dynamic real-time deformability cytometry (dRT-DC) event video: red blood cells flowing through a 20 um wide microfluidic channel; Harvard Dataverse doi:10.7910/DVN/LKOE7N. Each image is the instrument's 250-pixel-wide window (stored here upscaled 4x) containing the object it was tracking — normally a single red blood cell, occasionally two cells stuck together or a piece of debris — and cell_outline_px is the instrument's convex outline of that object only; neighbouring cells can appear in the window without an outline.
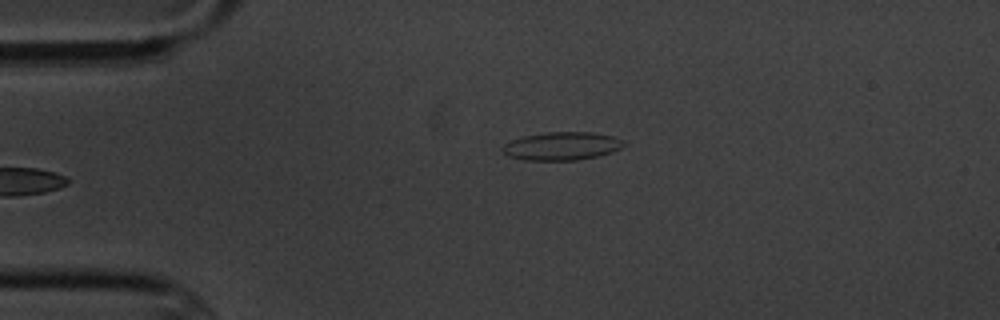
{"species": "common noctule bat (a hibernating species)", "species_latin": "Nyctalus noctula", "temperature_condition": "cold", "stored_images_in_passage": 6, "camera_frame_rate_fps": 3000, "um_per_image_px": 0.085, "animal": {"sex": "male", "body_mass_g": 20.1, "forearm_length_mm": 53.5}, "frame": {"image": 1, "passage_image": 6, "time_ms": 5.667, "image_size_px": [1000, 320], "cell_outline_px": [[624, 144], [620, 148], [612, 152], [596, 156], [576, 160], [524, 160], [508, 156], [500, 148], [504, 144], [512, 140], [524, 136], [544, 132], [592, 132], [612, 136], [624, 140]], "centroid_in_image_um": [47.73, 12.41], "position_along_channel_um": 37.3, "area_um2": 19.83}}